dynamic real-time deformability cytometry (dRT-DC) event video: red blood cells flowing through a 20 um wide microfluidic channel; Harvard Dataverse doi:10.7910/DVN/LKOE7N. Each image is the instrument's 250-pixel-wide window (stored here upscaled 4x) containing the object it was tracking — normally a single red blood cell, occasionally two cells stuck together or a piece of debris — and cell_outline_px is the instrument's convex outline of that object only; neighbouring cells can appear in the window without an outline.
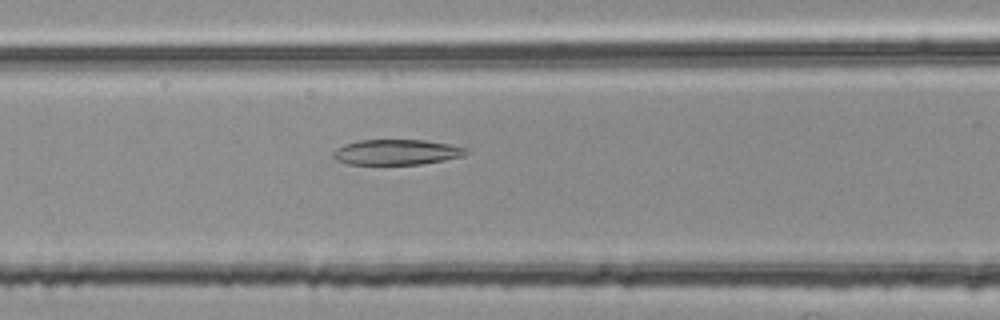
{"species": "common noctule bat (a hibernating species)", "species_latin": "Nyctalus noctula", "temperature_condition": "room temperature", "stored_images_in_passage": 49, "camera_frame_rate_fps": 3000, "um_per_image_px": 0.085, "animal": {"sex": "female", "body_mass_g": 25.1}, "frame": {"image": 1, "passage_image": 17, "time_ms": 5.333, "image_size_px": [1000, 320], "cell_outline_px": [[468, 152], [460, 156], [444, 160], [420, 164], [348, 164], [336, 160], [332, 156], [332, 152], [336, 148], [344, 144], [360, 140], [424, 140], [448, 144], [464, 148]], "centroid_in_image_um": [33.63, 12.93], "position_along_channel_um": 133.0, "area_um2": 19.42}}
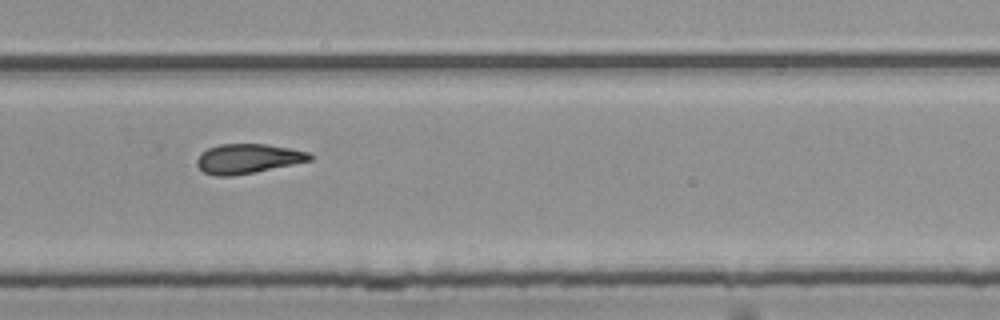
{"frame": {"image": 2, "passage_image": 31, "time_ms": 10.0, "image_size_px": [1000, 320], "cell_outline_px": [[312, 160], [252, 172], [228, 176], [216, 176], [204, 172], [196, 164], [196, 160], [200, 152], [208, 148], [220, 144], [268, 144], [292, 148], [308, 152], [312, 156]], "centroid_in_image_um": [21.04, 13.47], "position_along_channel_um": 308.8, "area_um2": 19.31}}
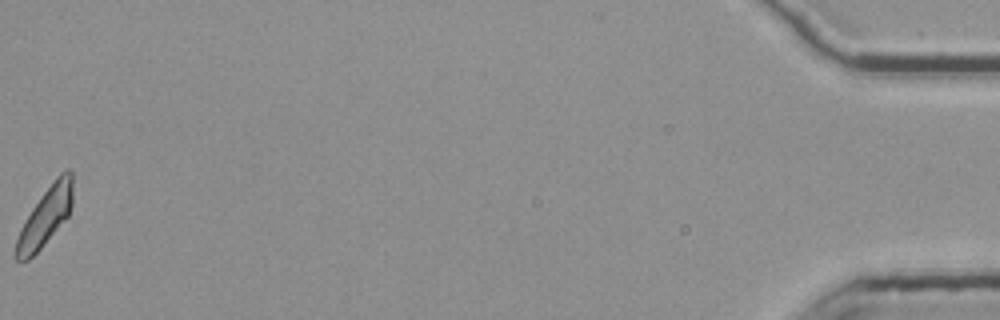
{"frame": {"image": 3, "passage_image": 49, "time_ms": 16.0, "image_size_px": [1000, 320], "cell_outline_px": [[72, 204], [68, 216], [40, 248], [28, 260], [16, 260], [12, 256], [16, 240], [20, 228], [24, 220], [32, 208], [56, 176], [60, 172], [68, 168], [72, 172]], "centroid_in_image_um": [3.83, 18.41], "position_along_channel_um": 431.4, "area_um2": 19.19}, "authors_computed_cell_mechanics": {"area_um2": 19.7676, "velocity_mm_per_s": 3.7724, "shape_relaxation_time_tau1_ms": null, "shape_relaxation_time_tau2_ms": 5.1573, "deformation_change_tau1": null, "deformation_change_tau2": 0.1359}}